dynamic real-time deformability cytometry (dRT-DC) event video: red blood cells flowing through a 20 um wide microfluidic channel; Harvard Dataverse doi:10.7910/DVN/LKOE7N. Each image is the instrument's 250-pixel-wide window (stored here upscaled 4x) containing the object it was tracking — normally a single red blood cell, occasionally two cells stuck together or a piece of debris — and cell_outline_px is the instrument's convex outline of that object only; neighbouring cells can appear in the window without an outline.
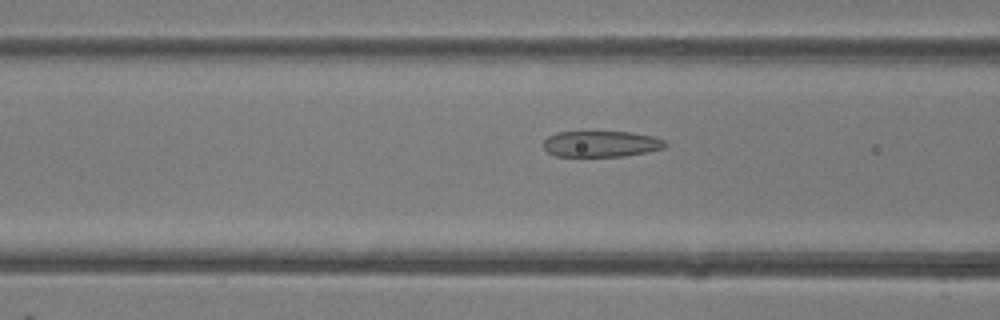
{"species": "common noctule bat (a hibernating species)", "species_latin": "Nyctalus noctula", "temperature_condition": "room temperature", "stored_images_in_passage": 50, "camera_frame_rate_fps": 3000, "um_per_image_px": 0.085, "animal": {"sex": "female"}, "frame": {"image": 1, "passage_image": 20, "time_ms": 6.333, "image_size_px": [1000, 320], "cell_outline_px": [[668, 144], [664, 148], [624, 156], [556, 156], [548, 152], [544, 148], [544, 140], [548, 136], [556, 132], [632, 132], [652, 136], [664, 140]], "centroid_in_image_um": [51.09, 12.23], "position_along_channel_um": 115.5, "area_um2": 18.38}}
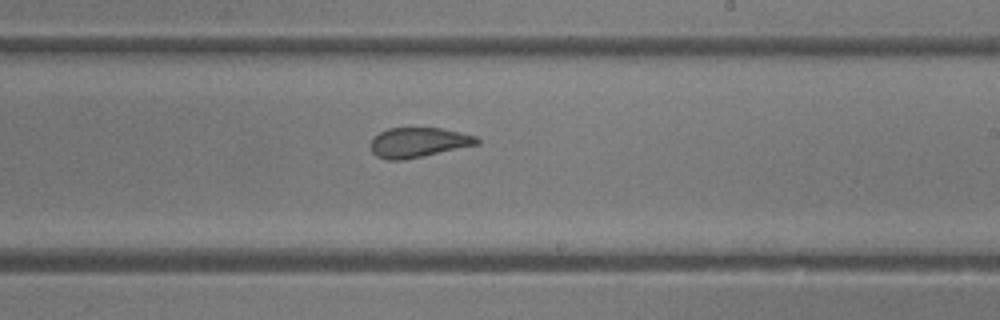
{"frame": {"image": 2, "passage_image": 30, "time_ms": 9.667, "image_size_px": [1000, 320], "cell_outline_px": [[480, 144], [404, 160], [388, 160], [376, 156], [372, 152], [368, 144], [372, 136], [388, 128], [440, 128], [460, 132], [476, 136], [480, 140]], "centroid_in_image_um": [35.52, 12.11], "position_along_channel_um": 253.5, "area_um2": 18.73}}
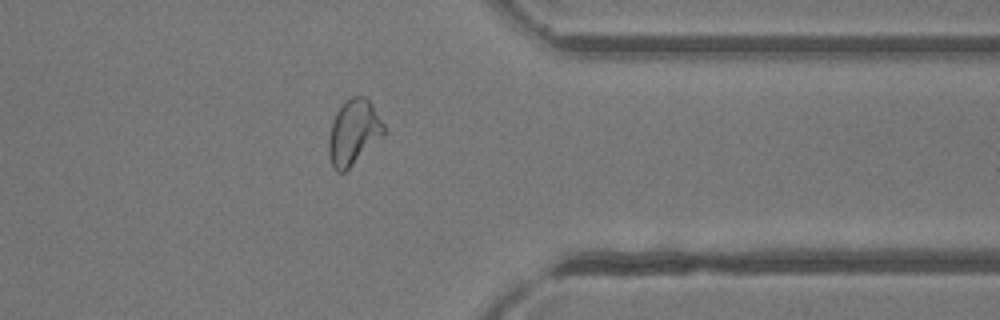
{"frame": {"image": 3, "passage_image": 40, "time_ms": 13.0, "image_size_px": [1000, 320], "cell_outline_px": [[384, 136], [344, 172], [336, 172], [332, 168], [328, 156], [328, 140], [332, 120], [336, 112], [352, 96], [364, 96], [372, 104], [384, 124]], "centroid_in_image_um": [30.04, 11.28], "position_along_channel_um": 381.4, "area_um2": 20.92}, "authors_computed_cell_mechanics": {"area_um2": 21.2993, "velocity_mm_per_s": 4.1386, "shape_relaxation_time_tau1_ms": null, "shape_relaxation_time_tau2_ms": 1.3574, "deformation_change_tau1": null, "deformation_change_tau2": 0.0972}}